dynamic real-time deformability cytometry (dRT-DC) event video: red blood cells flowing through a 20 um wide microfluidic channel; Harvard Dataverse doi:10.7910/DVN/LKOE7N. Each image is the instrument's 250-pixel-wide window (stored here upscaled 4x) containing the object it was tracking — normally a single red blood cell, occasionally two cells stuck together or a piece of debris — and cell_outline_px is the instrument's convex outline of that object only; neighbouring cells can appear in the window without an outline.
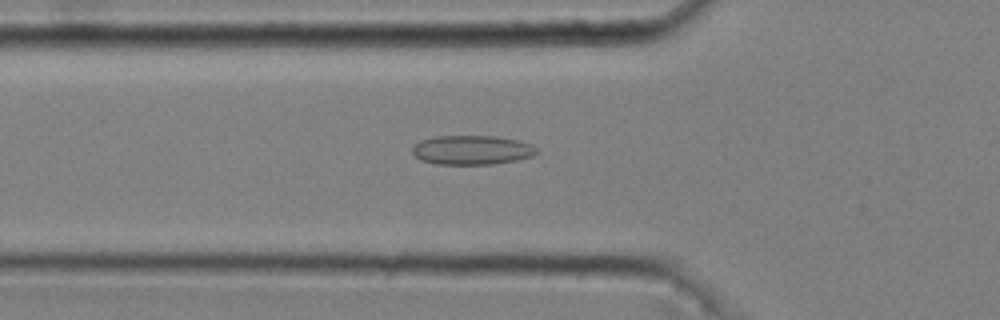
{"species": "common noctule bat (a hibernating species)", "species_latin": "Nyctalus noctula", "temperature_condition": "cold", "stored_images_in_passage": 50, "camera_frame_rate_fps": 3000, "um_per_image_px": 0.085, "animal": {"sex": "male", "body_mass_g": 20.4}, "frame": {"image": 1, "passage_image": 18, "time_ms": 5.667, "image_size_px": [1000, 320], "cell_outline_px": [[536, 152], [532, 156], [516, 160], [496, 164], [436, 164], [420, 160], [412, 152], [412, 148], [420, 140], [436, 136], [496, 136], [520, 140], [532, 144], [536, 148]], "centroid_in_image_um": [40.11, 12.75], "position_along_channel_um": 85.7, "area_um2": 21.27}}
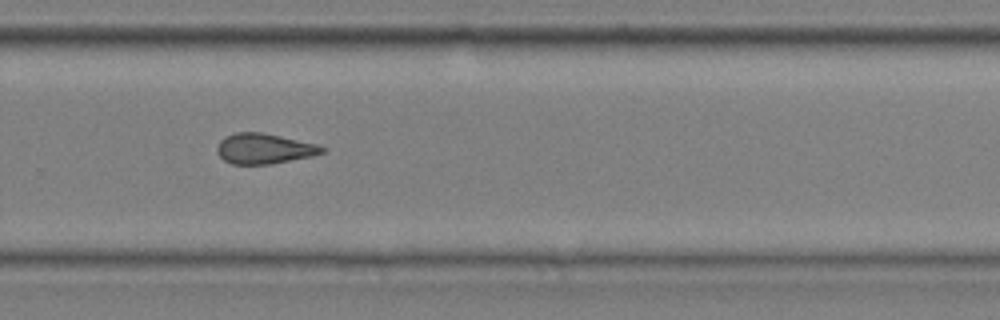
{"frame": {"image": 2, "passage_image": 36, "time_ms": 11.667, "image_size_px": [1000, 320], "cell_outline_px": [[328, 148], [324, 152], [312, 156], [268, 164], [232, 164], [224, 160], [216, 152], [216, 148], [220, 140], [224, 136], [236, 132], [260, 132], [280, 136], [316, 144]], "centroid_in_image_um": [22.42, 12.63], "position_along_channel_um": 307.4, "area_um2": 18.5}}
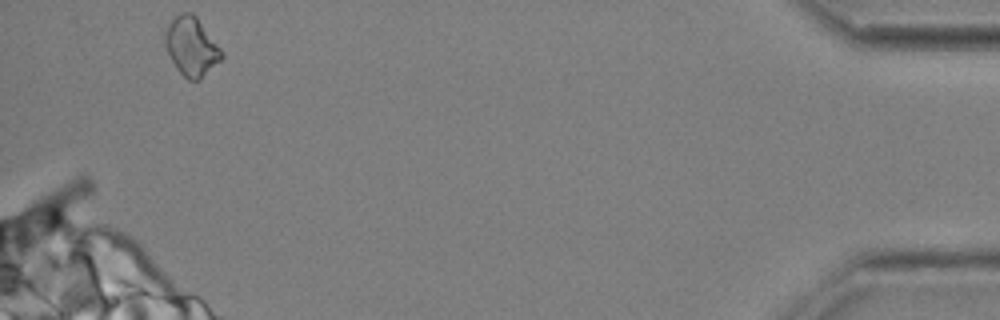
{"frame": {"image": 3, "passage_image": 50, "time_ms": 16.333, "image_size_px": [1000, 320], "cell_outline_px": [[224, 56], [200, 80], [188, 80], [176, 68], [164, 44], [164, 32], [168, 24], [180, 12], [192, 12], [196, 16], [224, 52]], "centroid_in_image_um": [16.27, 3.94], "position_along_channel_um": 418.9, "area_um2": 19.31}, "authors_computed_cell_mechanics": {"area_um2": 19.1607, "velocity_mm_per_s": 3.6899, "shape_relaxation_time_tau1_ms": null, "shape_relaxation_time_tau2_ms": 3.0598, "deformation_change_tau1": null, "deformation_change_tau2": 0.1156}}